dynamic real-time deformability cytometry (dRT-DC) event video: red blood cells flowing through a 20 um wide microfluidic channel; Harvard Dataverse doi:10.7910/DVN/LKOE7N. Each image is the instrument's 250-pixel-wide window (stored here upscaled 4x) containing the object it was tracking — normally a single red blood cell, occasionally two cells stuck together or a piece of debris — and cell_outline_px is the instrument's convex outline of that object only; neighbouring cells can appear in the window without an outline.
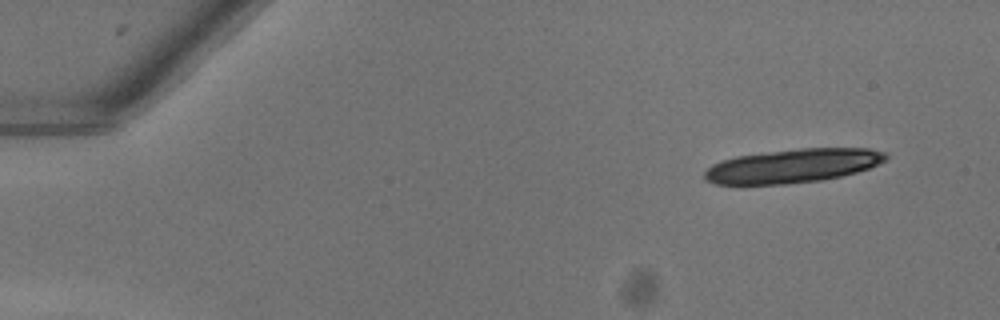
{"species": "common noctule bat (a hibernating species)", "species_latin": "Nyctalus noctula", "temperature_condition": "warm", "stored_images_in_passage": 15, "camera_frame_rate_fps": 3000, "um_per_image_px": 0.085, "animal": {"sex": "female"}, "frame": {"image": 1, "passage_image": 1, "time_ms": 0.0, "image_size_px": [1000, 320], "cell_outline_px": [[888, 156], [884, 160], [868, 168], [856, 172], [840, 176], [820, 180], [788, 184], [716, 184], [704, 180], [704, 172], [712, 164], [720, 160], [736, 156], [800, 148], [868, 148], [884, 152]], "centroid_in_image_um": [67.34, 14.1], "position_along_channel_um": 17.7, "area_um2": 35.55}}